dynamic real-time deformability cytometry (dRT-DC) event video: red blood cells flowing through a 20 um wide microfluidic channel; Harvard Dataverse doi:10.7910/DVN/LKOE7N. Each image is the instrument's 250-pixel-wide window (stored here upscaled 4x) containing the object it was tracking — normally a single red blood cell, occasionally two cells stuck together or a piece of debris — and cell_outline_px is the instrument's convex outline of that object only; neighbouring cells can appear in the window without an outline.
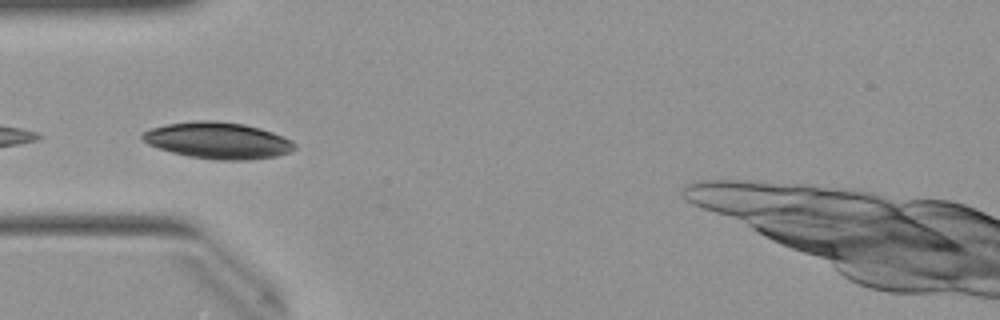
{"species": "Egyptian fruit bat (a non-hibernating species)", "species_latin": "Rousettus aegyptiacus", "temperature_condition": "warm", "stored_images_in_passage": 23, "camera_frame_rate_fps": 3000, "um_per_image_px": 0.085, "animal": {"sex": "female"}, "frame": {"image": 1, "passage_image": 1, "time_ms": 0.0, "image_size_px": [1000, 320], "cell_outline_px": [[296, 148], [292, 152], [276, 156], [248, 160], [216, 160], [188, 156], [172, 152], [148, 144], [140, 136], [144, 132], [152, 128], [168, 124], [192, 120], [216, 120], [244, 124], [260, 128], [272, 132], [292, 140], [296, 144]], "centroid_in_image_um": [18.56, 11.94], "position_along_channel_um": 66.4, "area_um2": 32.43}}